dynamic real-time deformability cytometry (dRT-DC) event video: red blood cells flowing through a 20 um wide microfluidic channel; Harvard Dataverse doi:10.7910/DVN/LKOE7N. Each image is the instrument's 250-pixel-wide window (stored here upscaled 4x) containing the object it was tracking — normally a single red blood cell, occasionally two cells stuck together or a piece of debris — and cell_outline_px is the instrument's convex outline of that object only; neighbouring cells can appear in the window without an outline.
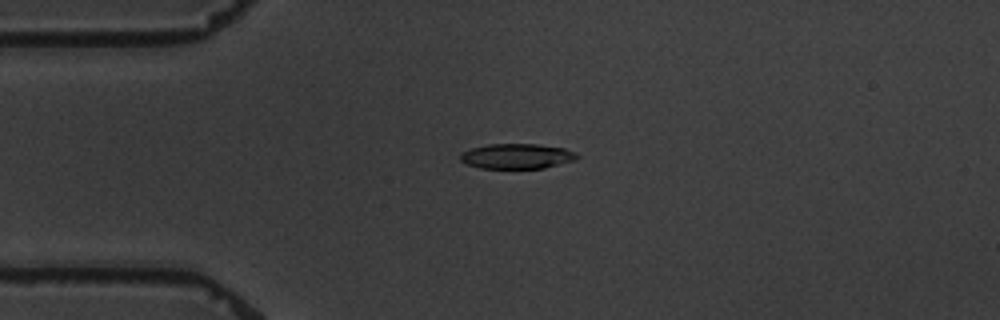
{"species": "common noctule bat (a hibernating species)", "species_latin": "Nyctalus noctula", "temperature_condition": "warm", "stored_images_in_passage": 6, "camera_frame_rate_fps": 3000, "um_per_image_px": 0.085, "animal": {"sex": "male", "body_mass_g": 19.5, "forearm_length_mm": 54.6}, "frame": {"image": 1, "passage_image": 4, "time_ms": 3.333, "image_size_px": [1000, 320], "cell_outline_px": [[580, 156], [576, 160], [544, 168], [480, 168], [468, 164], [460, 160], [460, 156], [464, 152], [472, 148], [488, 144], [536, 144], [564, 148], [576, 152]], "centroid_in_image_um": [43.98, 13.27], "position_along_channel_um": 41.0, "area_um2": 16.99}}
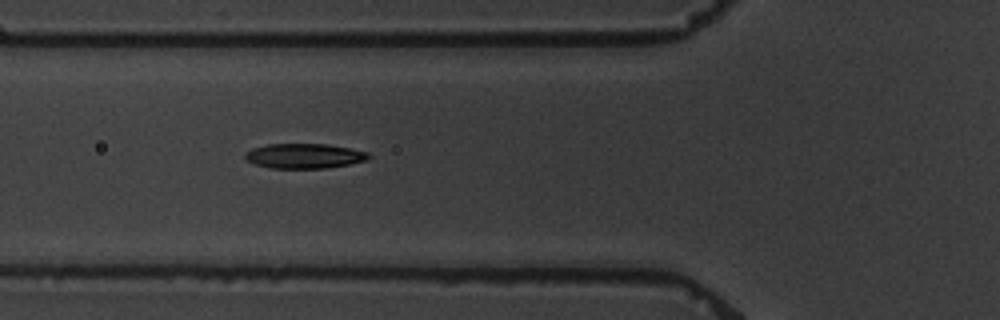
{"frame": {"image": 2, "passage_image": 6, "time_ms": 5.667, "image_size_px": [1000, 320], "cell_outline_px": [[372, 156], [368, 160], [348, 164], [324, 168], [272, 168], [256, 164], [244, 160], [244, 152], [252, 148], [268, 144], [324, 144], [348, 148], [368, 152]], "centroid_in_image_um": [25.83, 13.25], "position_along_channel_um": 100.0, "area_um2": 17.86}}